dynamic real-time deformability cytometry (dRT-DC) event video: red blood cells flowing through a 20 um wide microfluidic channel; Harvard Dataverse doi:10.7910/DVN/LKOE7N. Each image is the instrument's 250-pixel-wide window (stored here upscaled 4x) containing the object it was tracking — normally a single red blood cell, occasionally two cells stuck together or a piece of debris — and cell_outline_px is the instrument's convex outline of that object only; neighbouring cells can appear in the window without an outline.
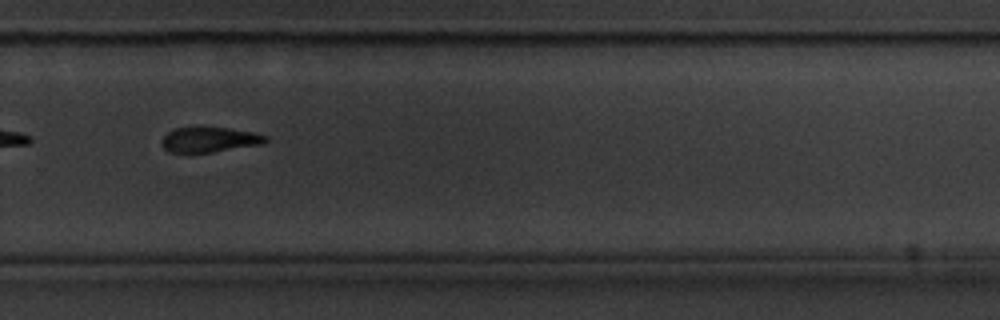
{"species": "common noctule bat (a hibernating species)", "species_latin": "Nyctalus noctula", "temperature_condition": "cold", "stored_images_in_passage": 44, "camera_frame_rate_fps": 3000, "um_per_image_px": 0.085, "animal": {"sex": "male", "body_mass_g": 20.1, "forearm_length_mm": 53.5}, "frame": {"image": 1, "passage_image": 26, "time_ms": 8.333, "image_size_px": [1000, 320], "cell_outline_px": [[268, 140], [264, 144], [212, 152], [168, 152], [160, 144], [160, 140], [168, 132], [176, 128], [200, 124], [256, 132], [268, 136]], "centroid_in_image_um": [17.81, 11.82], "position_along_channel_um": 312.0, "area_um2": 15.95}, "authors_computed_cell_mechanics": {"area_um2": 16.6753, "velocity_mm_per_s": 3.5802, "shape_relaxation_time_tau1_ms": 2.1087, "shape_relaxation_time_tau2_ms": null, "deformation_change_tau1": 0.1334, "deformation_change_tau2": null}}